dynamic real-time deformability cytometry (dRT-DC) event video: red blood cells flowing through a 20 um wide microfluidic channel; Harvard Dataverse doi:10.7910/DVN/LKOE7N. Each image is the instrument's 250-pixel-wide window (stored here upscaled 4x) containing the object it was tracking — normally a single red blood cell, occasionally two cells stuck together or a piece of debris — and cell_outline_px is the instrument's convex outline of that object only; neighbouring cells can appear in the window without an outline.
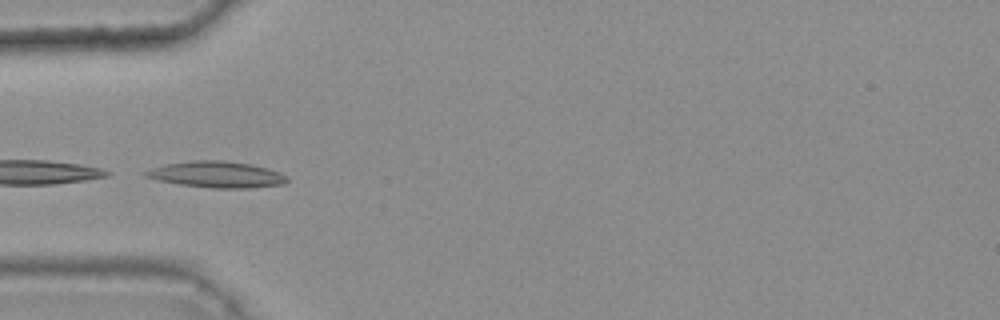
{"species": "common noctule bat (a hibernating species)", "species_latin": "Nyctalus noctula", "temperature_condition": "warm", "stored_images_in_passage": 28, "camera_frame_rate_fps": 3000, "um_per_image_px": 0.085, "animal": {"sex": "female", "body_mass_g": 25.1}, "frame": {"image": 1, "passage_image": 1, "time_ms": 0.0, "image_size_px": [1000, 320], "cell_outline_px": [[288, 180], [284, 184], [248, 188], [216, 188], [180, 184], [160, 180], [144, 176], [144, 172], [152, 168], [168, 164], [192, 160], [224, 160], [252, 164], [280, 172]], "centroid_in_image_um": [18.44, 14.82], "position_along_channel_um": 66.6, "area_um2": 21.33}}